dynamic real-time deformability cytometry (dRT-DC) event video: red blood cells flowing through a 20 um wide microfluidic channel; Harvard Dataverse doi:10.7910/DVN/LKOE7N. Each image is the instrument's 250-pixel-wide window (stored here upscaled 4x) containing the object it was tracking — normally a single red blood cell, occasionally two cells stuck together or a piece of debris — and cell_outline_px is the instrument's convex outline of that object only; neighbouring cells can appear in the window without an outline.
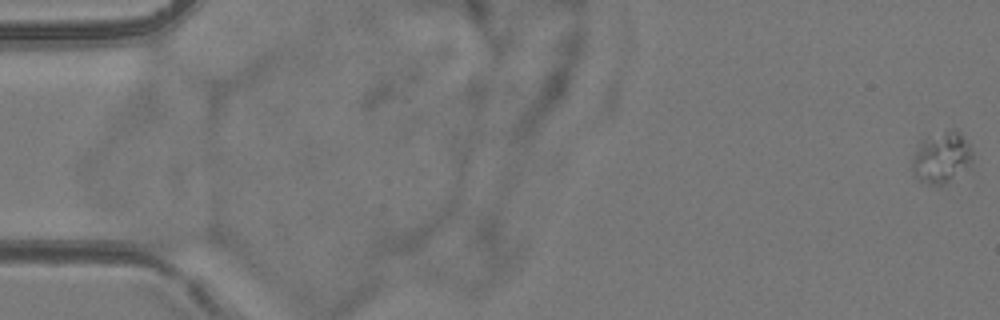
{"species": "common noctule bat (a hibernating species)", "species_latin": "Nyctalus noctula", "temperature_condition": "room temperature", "stored_images_in_passage": 57, "camera_frame_rate_fps": 3000, "um_per_image_px": 0.085, "animal": {"sex": "female", "body_mass_g": 24.6, "forearm_length_mm": 56.2}, "frame": {"image": 1, "passage_image": 1, "time_ms": 0.0, "image_size_px": [1000, 320], "cell_outline_px": [[972, 168], [944, 184], [928, 184], [916, 180], [912, 168], [912, 156], [920, 140], [924, 136], [952, 128], [956, 128], [960, 132], [968, 144], [972, 152]], "centroid_in_image_um": [80.03, 13.37], "position_along_channel_um": 5.0, "area_um2": 18.73}}
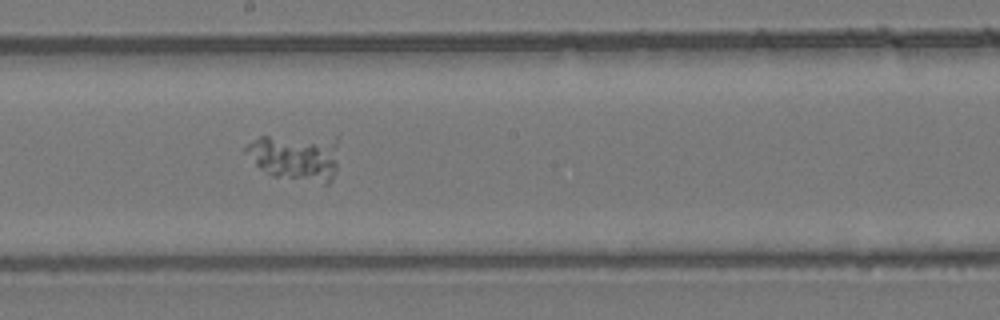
{"frame": {"image": 2, "passage_image": 33, "time_ms": 10.667, "image_size_px": [1000, 320], "cell_outline_px": [[336, 172], [332, 180], [328, 184], [324, 184], [272, 176], [256, 164], [244, 152], [244, 148], [248, 144], [260, 136], [268, 136], [312, 144], [328, 148], [336, 160]], "centroid_in_image_um": [24.88, 13.55], "position_along_channel_um": 223.3, "area_um2": 22.14}}
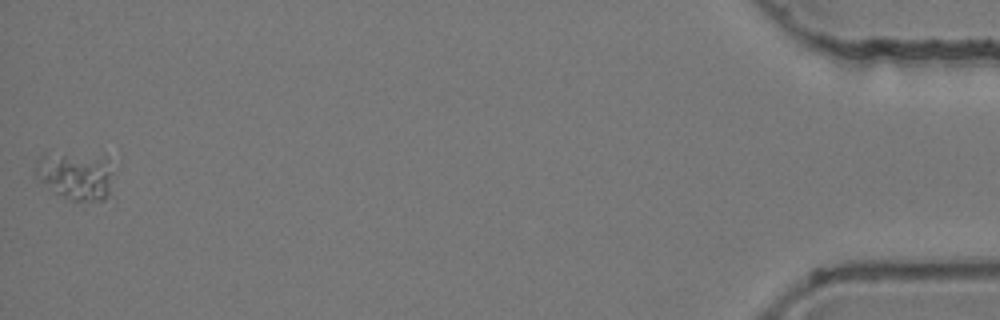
{"frame": {"image": 3, "passage_image": 57, "time_ms": 18.667, "image_size_px": [1000, 320], "cell_outline_px": [[112, 172], [108, 196], [104, 200], [68, 200], [52, 192], [32, 176], [32, 168], [36, 160], [44, 152], [104, 156], [108, 160]], "centroid_in_image_um": [6.31, 14.91], "position_along_channel_um": 428.9, "area_um2": 22.43}}